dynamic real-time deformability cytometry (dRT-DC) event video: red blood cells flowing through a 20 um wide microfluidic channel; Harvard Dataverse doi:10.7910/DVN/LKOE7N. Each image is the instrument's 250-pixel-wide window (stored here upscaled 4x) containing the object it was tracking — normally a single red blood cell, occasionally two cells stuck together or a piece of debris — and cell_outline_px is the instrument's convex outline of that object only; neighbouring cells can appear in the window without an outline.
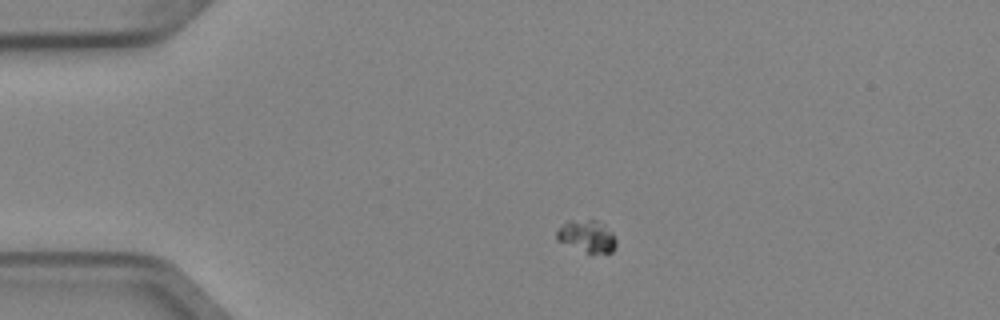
{"species": "Egyptian fruit bat (a non-hibernating species)", "species_latin": "Rousettus aegyptiacus", "temperature_condition": "cold", "stored_images_in_passage": 3, "camera_frame_rate_fps": 3000, "um_per_image_px": 0.085, "animal": {"sex": "female"}, "frame": {"image": 1, "passage_image": 1, "time_ms": 0.0, "image_size_px": [1000, 320], "cell_outline_px": [[616, 248], [612, 252], [588, 252], [556, 240], [556, 232], [568, 220], [596, 220], [612, 232], [616, 240]], "centroid_in_image_um": [49.9, 20.07], "position_along_channel_um": 35.1, "area_um2": 10.75}}
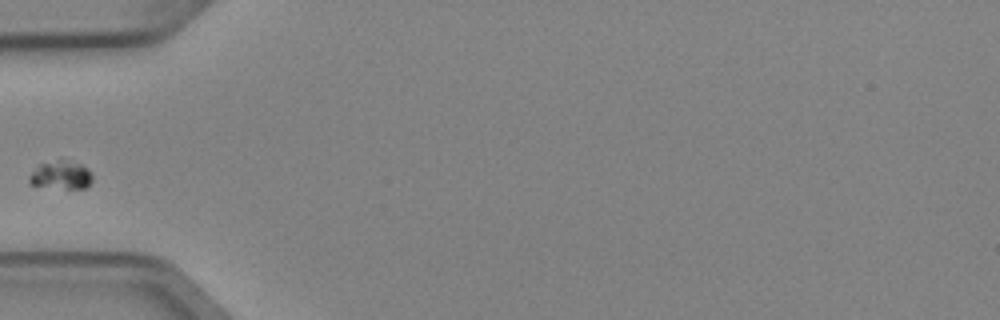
{"frame": {"image": 2, "passage_image": 3, "time_ms": 0.667, "image_size_px": [1000, 320], "cell_outline_px": [[92, 180], [84, 188], [64, 188], [28, 184], [28, 176], [40, 164], [60, 156], [80, 164], [88, 168], [92, 172]], "centroid_in_image_um": [5.18, 14.82], "position_along_channel_um": 79.8, "area_um2": 10.69}}